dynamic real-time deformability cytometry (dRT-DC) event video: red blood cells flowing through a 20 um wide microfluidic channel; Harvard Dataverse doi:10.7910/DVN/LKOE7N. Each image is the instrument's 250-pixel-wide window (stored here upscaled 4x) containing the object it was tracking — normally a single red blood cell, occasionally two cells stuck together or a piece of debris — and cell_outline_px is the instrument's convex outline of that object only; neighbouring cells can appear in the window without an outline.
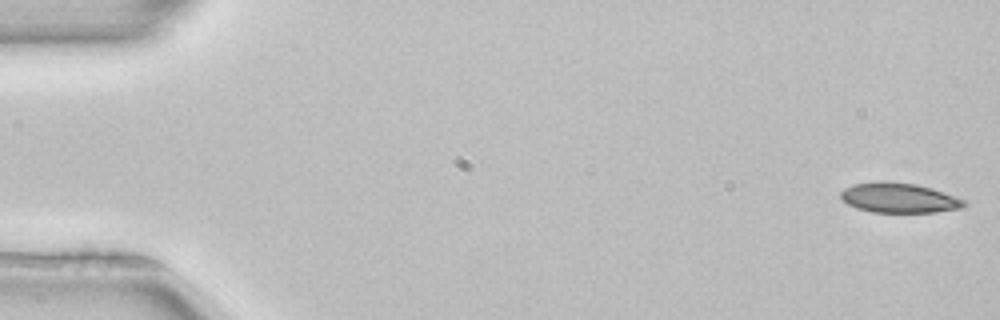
{"species": "common noctule bat (a hibernating species)", "species_latin": "Nyctalus noctula", "temperature_condition": "room temperature", "stored_images_in_passage": 52, "camera_frame_rate_fps": 3000, "um_per_image_px": 0.085, "animal": {"sex": "female", "body_mass_g": 22.7, "forearm_length_mm": 54.2}, "frame": {"image": 1, "passage_image": 1, "time_ms": 0.0, "image_size_px": [1000, 320], "cell_outline_px": [[968, 204], [964, 208], [936, 212], [872, 212], [856, 208], [848, 204], [840, 196], [840, 192], [844, 188], [852, 184], [880, 180], [916, 184], [932, 188], [964, 200]], "centroid_in_image_um": [76.41, 16.81], "position_along_channel_um": 8.6, "area_um2": 21.62}}
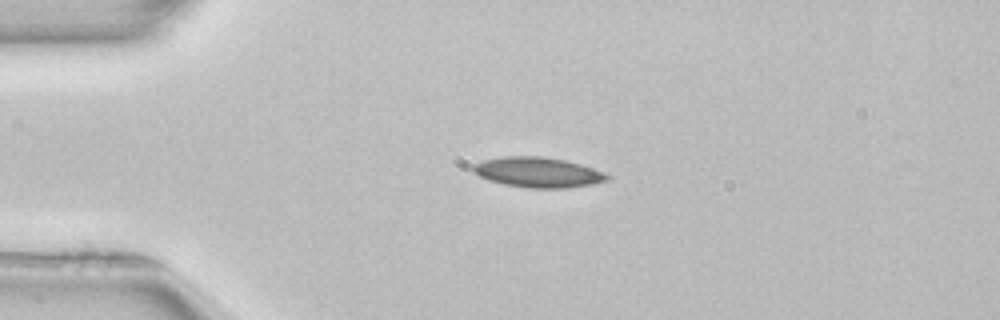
{"frame": {"image": 2, "passage_image": 12, "time_ms": 3.667, "image_size_px": [1000, 320], "cell_outline_px": [[612, 176], [608, 180], [592, 184], [568, 188], [528, 188], [504, 184], [488, 180], [480, 176], [472, 168], [476, 164], [484, 160], [504, 156], [540, 156], [564, 160], [580, 164], [604, 172]], "centroid_in_image_um": [45.77, 14.65], "position_along_channel_um": 39.2, "area_um2": 23.41}, "authors_computed_cell_mechanics": {"area_um2": 22.1085, "velocity_mm_per_s": 3.9591, "shape_relaxation_time_tau1_ms": 7.8095, "shape_relaxation_time_tau2_ms": null, "deformation_change_tau1": 0.1772, "deformation_change_tau2": null}}